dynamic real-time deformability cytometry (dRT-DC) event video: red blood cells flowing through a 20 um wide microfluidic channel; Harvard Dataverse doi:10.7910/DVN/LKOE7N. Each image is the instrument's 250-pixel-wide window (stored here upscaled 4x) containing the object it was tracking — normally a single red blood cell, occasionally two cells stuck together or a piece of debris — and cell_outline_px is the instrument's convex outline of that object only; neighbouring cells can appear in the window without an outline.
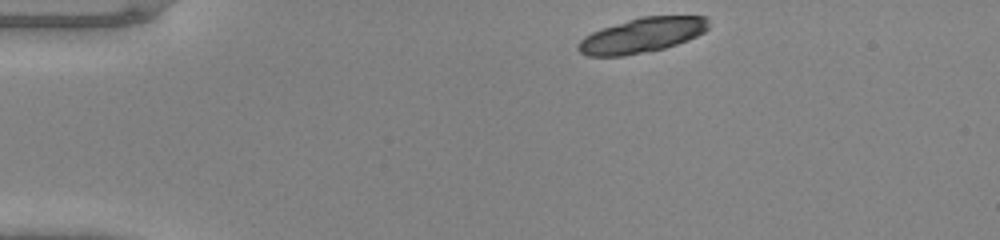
{"species": "common noctule bat (a hibernating species)", "species_latin": "Nyctalus noctula", "temperature_condition": "warm", "stored_images_in_passage": 40, "segment_of_instrument_passage": [1, 2], "camera_frame_rate_fps": 3000, "um_per_image_px": 0.085, "animal": {"sex": "male", "body_mass_g": 20.0, "forearm_length_mm": 53.3}, "frame": {"image": 1, "passage_image": 1, "time_ms": 0.0, "image_size_px": [1000, 240], "cell_outline_px": [[708, 28], [704, 32], [688, 40], [664, 48], [624, 56], [588, 56], [580, 52], [576, 48], [576, 44], [584, 36], [592, 32], [640, 16], [704, 16], [708, 20]], "centroid_in_image_um": [54.55, 3.0], "position_along_channel_um": 30.5, "area_um2": 26.3}}